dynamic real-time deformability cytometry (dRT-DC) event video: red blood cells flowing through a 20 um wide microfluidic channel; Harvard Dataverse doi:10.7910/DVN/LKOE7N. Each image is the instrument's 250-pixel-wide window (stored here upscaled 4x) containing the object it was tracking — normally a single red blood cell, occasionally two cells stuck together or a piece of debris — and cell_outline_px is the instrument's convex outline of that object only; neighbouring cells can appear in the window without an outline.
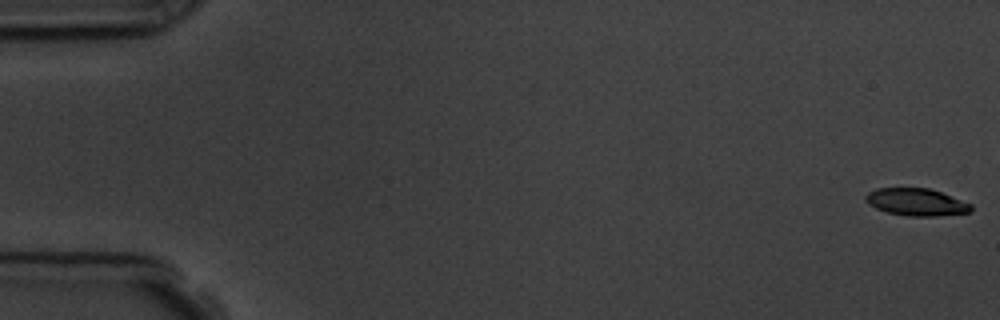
{"species": "common noctule bat (a hibernating species)", "species_latin": "Nyctalus noctula", "temperature_condition": "room temperature", "stored_images_in_passage": 7, "camera_frame_rate_fps": 3000, "um_per_image_px": 0.085, "animal": {"sex": "male", "body_mass_g": 19.5, "forearm_length_mm": 54.6}, "frame": {"image": 1, "passage_image": 1, "time_ms": 0.0, "image_size_px": [1000, 320], "cell_outline_px": [[972, 212], [936, 216], [908, 216], [888, 212], [876, 208], [868, 204], [864, 200], [864, 196], [868, 192], [876, 188], [928, 188], [940, 192], [972, 204]], "centroid_in_image_um": [77.87, 17.18], "position_along_channel_um": 7.1, "area_um2": 16.76}}